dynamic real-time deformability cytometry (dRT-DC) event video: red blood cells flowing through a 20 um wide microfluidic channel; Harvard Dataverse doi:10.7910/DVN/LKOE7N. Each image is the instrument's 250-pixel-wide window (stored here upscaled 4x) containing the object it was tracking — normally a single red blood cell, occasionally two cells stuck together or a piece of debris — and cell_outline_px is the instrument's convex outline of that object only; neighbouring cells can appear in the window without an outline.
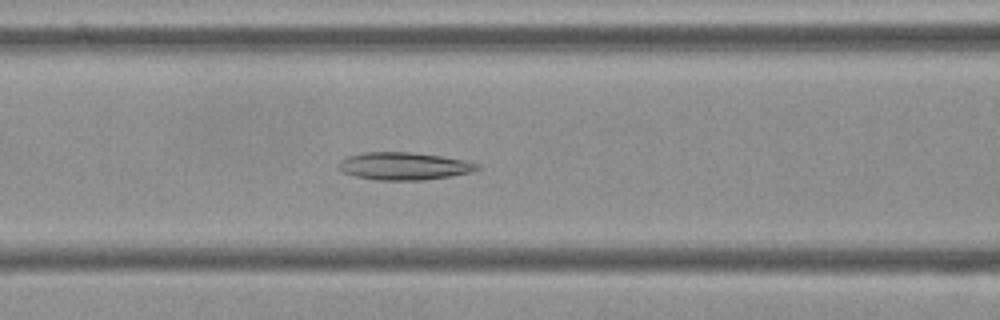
{"species": "Egyptian fruit bat (a non-hibernating species)", "species_latin": "Rousettus aegyptiacus", "temperature_condition": "cold", "stored_images_in_passage": 56, "camera_frame_rate_fps": 3000, "um_per_image_px": 0.085, "frame": {"image": 1, "passage_image": 23, "time_ms": 7.333, "image_size_px": [1000, 320], "cell_outline_px": [[480, 168], [468, 172], [452, 176], [424, 180], [380, 180], [356, 176], [344, 172], [340, 168], [340, 160], [348, 156], [364, 152], [408, 152], [440, 156], [464, 160], [480, 164]], "centroid_in_image_um": [34.36, 14.11], "position_along_channel_um": 132.2, "area_um2": 21.96}}
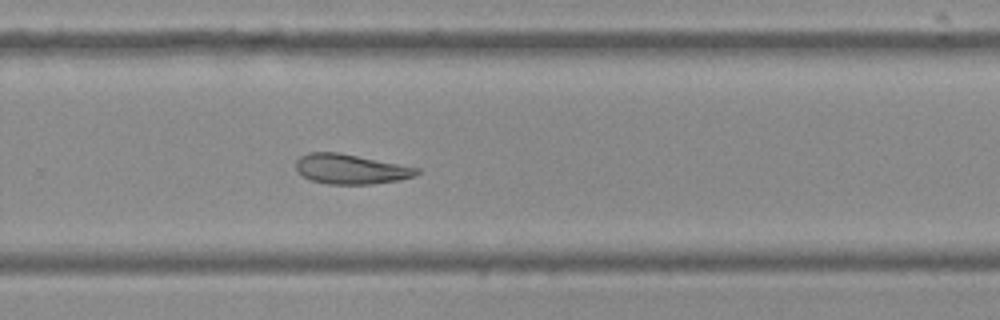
{"frame": {"image": 2, "passage_image": 37, "time_ms": 12.0, "image_size_px": [1000, 320], "cell_outline_px": [[420, 172], [412, 176], [400, 180], [372, 184], [328, 184], [312, 180], [304, 176], [296, 168], [296, 160], [300, 156], [308, 152], [336, 152], [400, 164], [420, 168]], "centroid_in_image_um": [29.81, 14.37], "position_along_channel_um": 300.0, "area_um2": 20.81}}
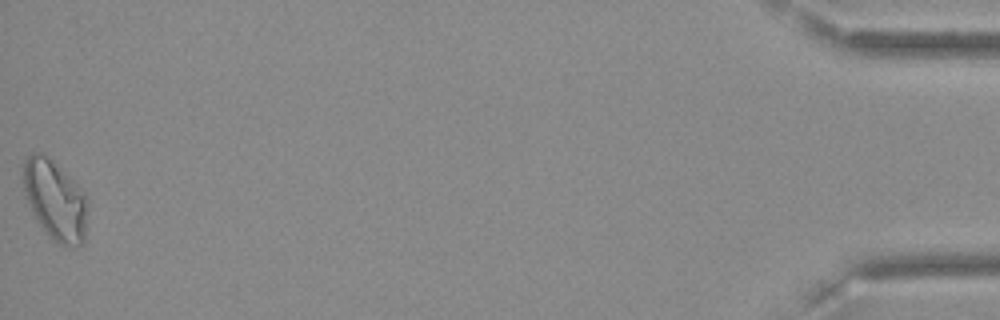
{"frame": {"image": 3, "passage_image": 56, "time_ms": 18.333, "image_size_px": [1000, 320], "cell_outline_px": [[88, 204], [84, 244], [60, 244], [52, 240], [44, 232], [32, 212], [24, 196], [24, 160], [32, 152], [44, 152], [88, 196]], "centroid_in_image_um": [4.68, 17.0], "position_along_channel_um": 430.5, "area_um2": 29.94}}